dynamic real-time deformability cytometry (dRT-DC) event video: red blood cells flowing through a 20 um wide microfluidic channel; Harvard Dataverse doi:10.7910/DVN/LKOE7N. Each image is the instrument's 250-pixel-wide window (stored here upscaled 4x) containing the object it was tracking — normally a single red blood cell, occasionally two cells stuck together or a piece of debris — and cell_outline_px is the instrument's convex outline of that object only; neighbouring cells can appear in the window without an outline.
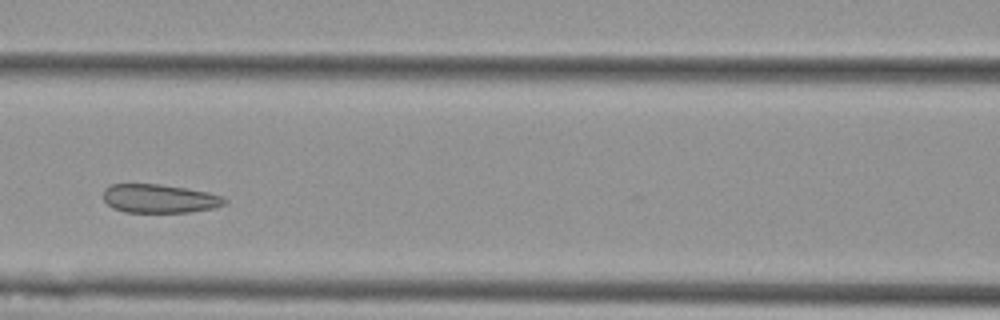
{"species": "Egyptian fruit bat (a non-hibernating species)", "species_latin": "Rousettus aegyptiacus", "temperature_condition": "cold", "stored_images_in_passage": 6, "camera_frame_rate_fps": 3000, "um_per_image_px": 0.085, "animal": {"sex": "female"}, "frame": {"image": 1, "passage_image": 4, "time_ms": 1.0, "image_size_px": [1000, 320], "cell_outline_px": [[228, 200], [224, 204], [212, 208], [188, 212], [124, 212], [112, 208], [104, 200], [104, 188], [112, 184], [160, 184], [208, 192], [224, 196]], "centroid_in_image_um": [13.55, 16.88], "position_along_channel_um": 153.1, "area_um2": 20.23}}
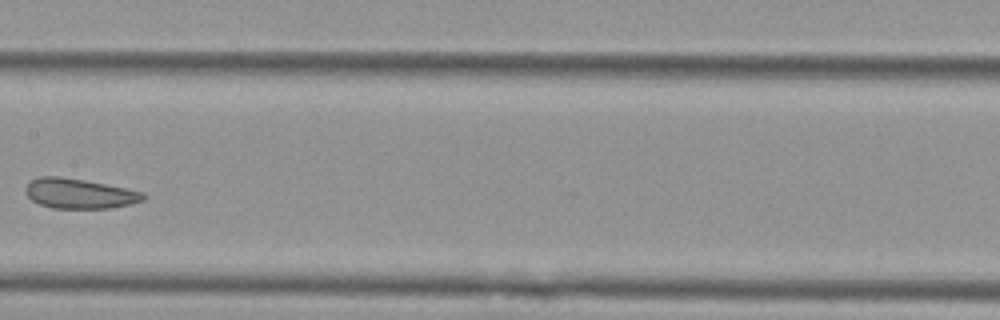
{"frame": {"image": 2, "passage_image": 5, "time_ms": 1.333, "image_size_px": [1000, 320], "cell_outline_px": [[148, 196], [144, 200], [132, 204], [108, 208], [52, 208], [40, 204], [32, 200], [24, 192], [24, 188], [32, 180], [40, 176], [60, 176], [84, 180], [144, 192]], "centroid_in_image_um": [6.75, 16.45], "position_along_channel_um": 200.6, "area_um2": 20.52}}
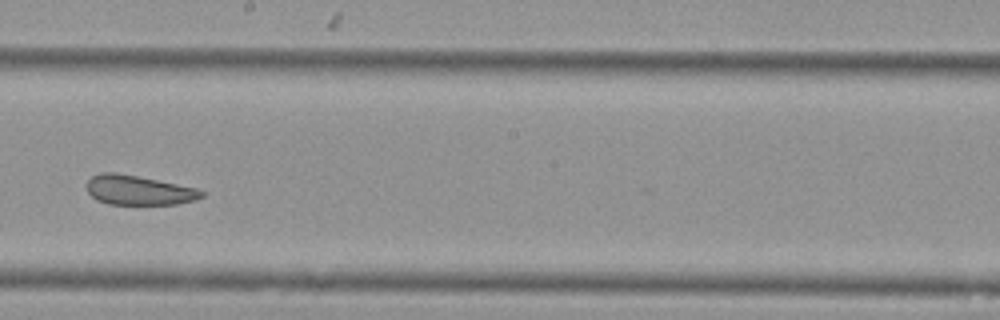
{"frame": {"image": 3, "passage_image": 6, "time_ms": 1.667, "image_size_px": [1000, 320], "cell_outline_px": [[204, 196], [196, 200], [176, 204], [108, 204], [96, 200], [88, 192], [88, 180], [92, 176], [100, 172], [116, 172], [196, 188], [204, 192]], "centroid_in_image_um": [11.77, 16.17], "position_along_channel_um": 236.4, "area_um2": 19.59}}